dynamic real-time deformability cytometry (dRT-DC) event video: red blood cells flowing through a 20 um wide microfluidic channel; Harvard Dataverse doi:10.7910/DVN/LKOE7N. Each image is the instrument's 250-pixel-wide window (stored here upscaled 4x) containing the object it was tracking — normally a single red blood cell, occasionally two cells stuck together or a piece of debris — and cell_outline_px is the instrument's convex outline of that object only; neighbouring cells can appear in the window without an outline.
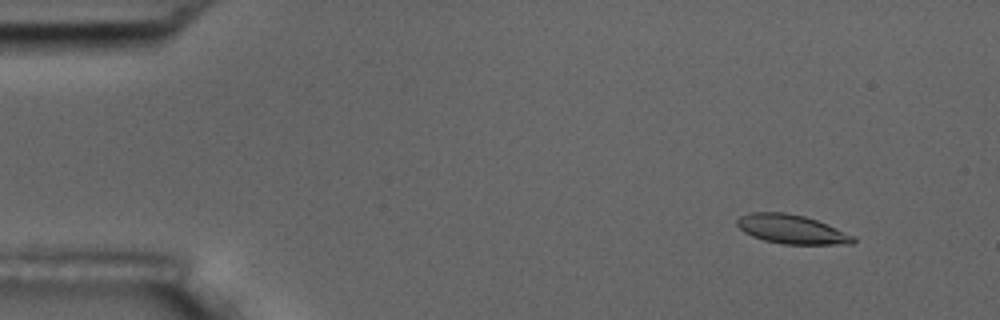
{"species": "common noctule bat (a hibernating species)", "species_latin": "Nyctalus noctula", "temperature_condition": "room temperature", "stored_images_in_passage": 4, "camera_frame_rate_fps": 3000, "um_per_image_px": 0.085, "animal": {"sex": "male", "body_mass_g": 17.5, "forearm_length_mm": 52.3}, "frame": {"image": 1, "passage_image": 1, "time_ms": 0.0, "image_size_px": [1000, 320], "cell_outline_px": [[856, 240], [852, 244], [784, 244], [764, 240], [752, 236], [744, 232], [736, 224], [736, 220], [740, 216], [752, 212], [784, 212], [804, 216], [816, 220], [856, 236]], "centroid_in_image_um": [67.29, 19.49], "position_along_channel_um": 17.7, "area_um2": 19.59}}
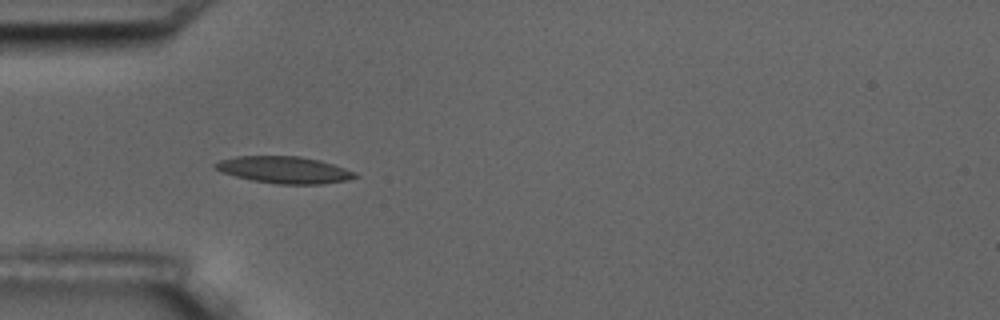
{"frame": {"image": 2, "passage_image": 4, "time_ms": 4.0, "image_size_px": [1000, 320], "cell_outline_px": [[360, 176], [348, 180], [320, 184], [276, 184], [252, 180], [236, 176], [224, 172], [216, 168], [212, 164], [220, 160], [236, 156], [300, 156], [320, 160], [356, 172]], "centroid_in_image_um": [24.19, 14.43], "position_along_channel_um": 60.8, "area_um2": 21.79}}